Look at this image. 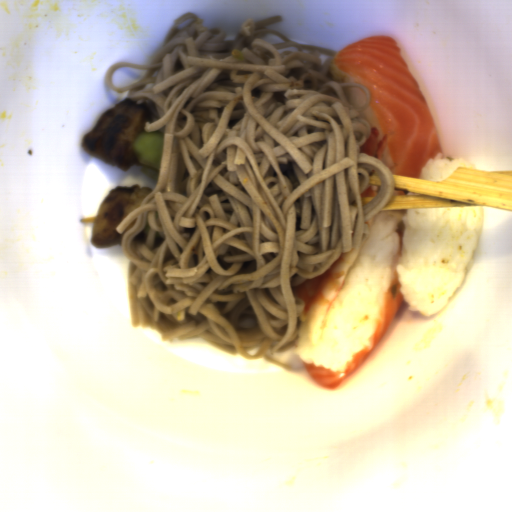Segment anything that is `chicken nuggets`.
Segmentation results:
<instances>
[{"label": "chicken nuggets", "mask_w": 512, "mask_h": 512, "mask_svg": "<svg viewBox=\"0 0 512 512\" xmlns=\"http://www.w3.org/2000/svg\"><path fill=\"white\" fill-rule=\"evenodd\" d=\"M153 189L133 185L114 187L104 199L92 225L90 241L94 247L121 245L124 234L134 227L136 218L119 234L116 227L149 197Z\"/></svg>", "instance_id": "obj_2"}, {"label": "chicken nuggets", "mask_w": 512, "mask_h": 512, "mask_svg": "<svg viewBox=\"0 0 512 512\" xmlns=\"http://www.w3.org/2000/svg\"><path fill=\"white\" fill-rule=\"evenodd\" d=\"M151 119L152 108L146 102L127 97L102 112L92 132L84 134L81 146L107 165L130 170L136 160L134 144Z\"/></svg>", "instance_id": "obj_1"}]
</instances>
